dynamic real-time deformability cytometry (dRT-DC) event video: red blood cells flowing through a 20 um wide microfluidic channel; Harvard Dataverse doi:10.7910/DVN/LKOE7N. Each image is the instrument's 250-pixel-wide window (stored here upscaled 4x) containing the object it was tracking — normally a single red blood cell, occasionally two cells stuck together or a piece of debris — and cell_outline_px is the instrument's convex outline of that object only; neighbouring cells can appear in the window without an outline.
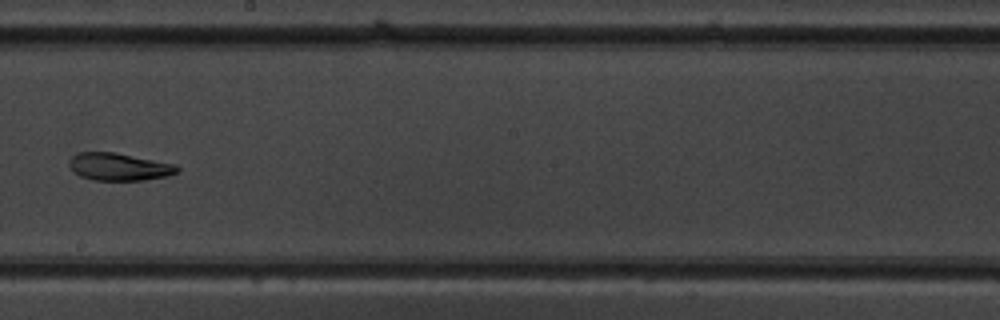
{"species": "common noctule bat (a hibernating species)", "species_latin": "Nyctalus noctula", "temperature_condition": "warm", "stored_images_in_passage": 8, "camera_frame_rate_fps": 3000, "um_per_image_px": 0.085, "animal": {"sex": "male", "body_mass_g": 19.5, "forearm_length_mm": 54.6}, "frame": {"image": 1, "passage_image": 8, "time_ms": 9.0, "image_size_px": [1000, 320], "cell_outline_px": [[180, 168], [176, 172], [168, 176], [144, 180], [92, 180], [80, 176], [72, 172], [68, 164], [68, 160], [76, 152], [116, 152], [176, 164]], "centroid_in_image_um": [10.08, 14.17], "position_along_channel_um": 238.1, "area_um2": 17.57}}